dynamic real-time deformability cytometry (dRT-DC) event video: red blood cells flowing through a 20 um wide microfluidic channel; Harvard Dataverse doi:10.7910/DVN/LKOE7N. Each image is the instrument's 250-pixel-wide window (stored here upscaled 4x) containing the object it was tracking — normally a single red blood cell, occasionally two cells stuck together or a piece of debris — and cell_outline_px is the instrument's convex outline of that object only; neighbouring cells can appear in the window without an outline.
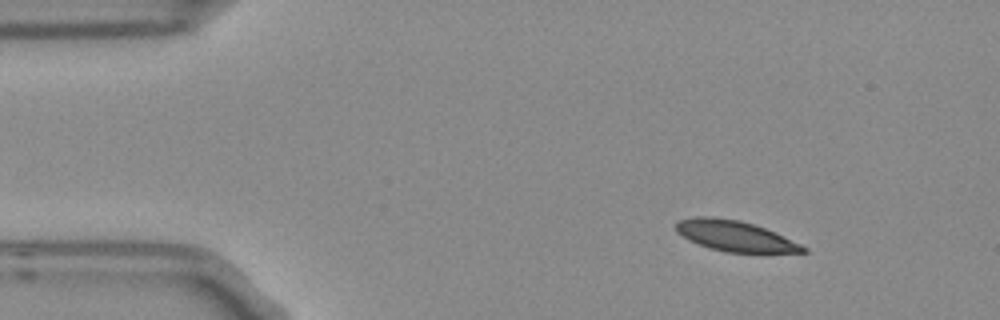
{"species": "Egyptian fruit bat (a non-hibernating species)", "species_latin": "Rousettus aegyptiacus", "temperature_condition": "room temperature", "stored_images_in_passage": 4, "camera_frame_rate_fps": 3000, "um_per_image_px": 0.085, "frame": {"image": 1, "passage_image": 1, "time_ms": 0.0, "image_size_px": [1000, 320], "cell_outline_px": [[808, 252], [724, 252], [688, 240], [676, 232], [676, 224], [680, 220], [696, 216], [712, 216], [740, 220], [764, 228], [800, 244], [808, 248]], "centroid_in_image_um": [62.43, 20.05], "position_along_channel_um": 22.6, "area_um2": 22.25}}
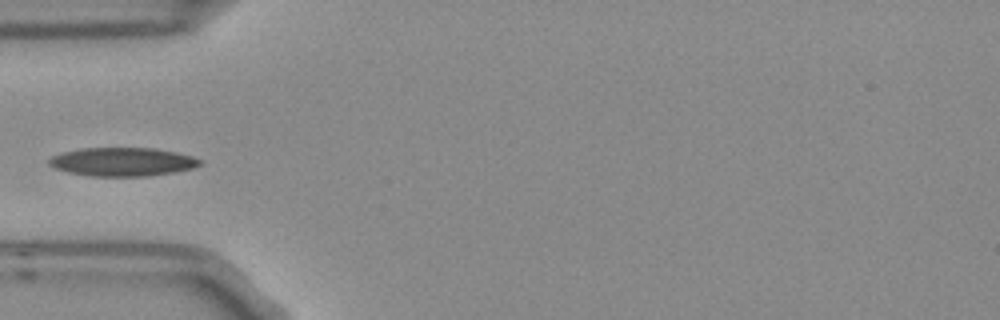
{"frame": {"image": 2, "passage_image": 4, "time_ms": 1.0, "image_size_px": [1000, 320], "cell_outline_px": [[200, 164], [192, 168], [176, 172], [148, 176], [88, 176], [68, 172], [56, 168], [48, 164], [48, 160], [52, 156], [64, 152], [80, 148], [156, 148], [176, 152], [192, 156], [200, 160]], "centroid_in_image_um": [10.4, 13.75], "position_along_channel_um": 74.6, "area_um2": 25.09}}